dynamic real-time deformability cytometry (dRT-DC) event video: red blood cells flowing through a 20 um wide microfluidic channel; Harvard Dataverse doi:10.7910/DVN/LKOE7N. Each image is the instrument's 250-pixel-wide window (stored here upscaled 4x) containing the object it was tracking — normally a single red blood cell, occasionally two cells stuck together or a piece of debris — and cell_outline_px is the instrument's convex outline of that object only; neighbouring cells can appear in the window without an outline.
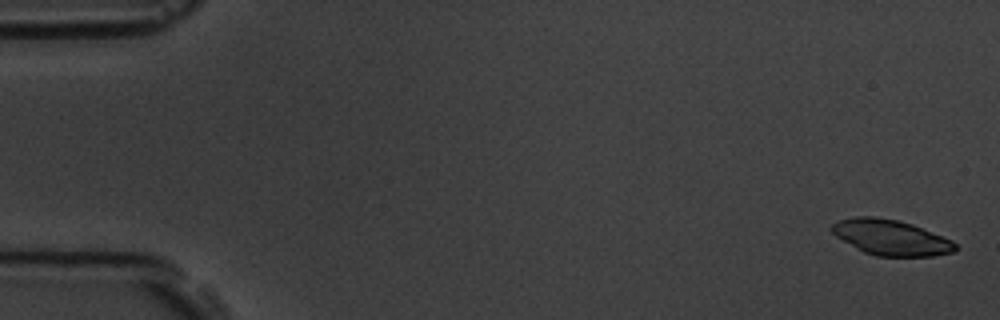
{"species": "common noctule bat (a hibernating species)", "species_latin": "Nyctalus noctula", "temperature_condition": "room temperature", "stored_images_in_passage": 6, "camera_frame_rate_fps": 3000, "um_per_image_px": 0.085, "animal": {"sex": "male", "body_mass_g": 19.5, "forearm_length_mm": 54.6}, "frame": {"image": 1, "passage_image": 1, "time_ms": 0.0, "image_size_px": [1000, 320], "cell_outline_px": [[960, 248], [952, 252], [932, 256], [876, 256], [864, 252], [856, 248], [836, 236], [828, 228], [832, 224], [840, 220], [856, 216], [876, 216], [896, 220], [912, 224], [952, 240]], "centroid_in_image_um": [75.72, 20.18], "position_along_channel_um": 9.3, "area_um2": 25.49}}
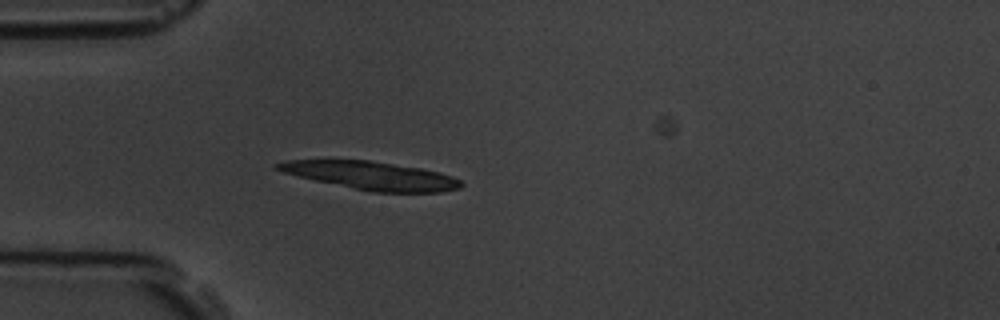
{"frame": {"image": 2, "passage_image": 5, "time_ms": 4.667, "image_size_px": [1000, 320], "cell_outline_px": [[464, 184], [460, 188], [440, 192], [372, 192], [316, 180], [284, 172], [276, 168], [272, 164], [288, 160], [368, 160], [420, 168], [440, 172], [452, 176], [460, 180]], "centroid_in_image_um": [31.6, 14.92], "position_along_channel_um": 53.4, "area_um2": 29.71}}